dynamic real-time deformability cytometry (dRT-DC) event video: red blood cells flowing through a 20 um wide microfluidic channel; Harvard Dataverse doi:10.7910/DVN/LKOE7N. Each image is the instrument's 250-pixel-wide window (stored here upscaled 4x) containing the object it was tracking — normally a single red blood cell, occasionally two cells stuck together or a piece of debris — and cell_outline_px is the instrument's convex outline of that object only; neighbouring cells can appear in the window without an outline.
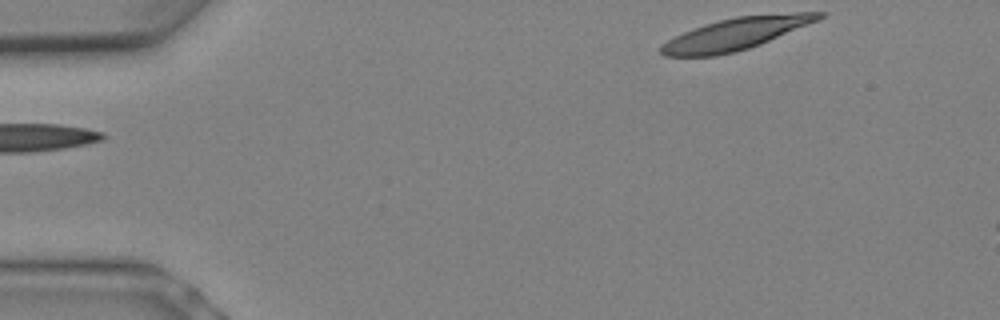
{"species": "Egyptian fruit bat (a non-hibernating species)", "species_latin": "Rousettus aegyptiacus", "temperature_condition": "warm", "stored_images_in_passage": 4, "segment_of_instrument_passage": [2, 2], "camera_frame_rate_fps": 3000, "um_per_image_px": 0.085, "animal": {"sex": "female"}, "frame": {"image": 1, "passage_image": 4, "time_ms": 1.0, "image_size_px": [1000, 320], "cell_outline_px": [[824, 16], [816, 20], [760, 44], [736, 52], [716, 56], [664, 56], [660, 52], [660, 48], [668, 40], [684, 32], [720, 20], [736, 16], [796, 12], [824, 12]], "centroid_in_image_um": [62.52, 2.88], "position_along_channel_um": 22.5, "area_um2": 28.67}}